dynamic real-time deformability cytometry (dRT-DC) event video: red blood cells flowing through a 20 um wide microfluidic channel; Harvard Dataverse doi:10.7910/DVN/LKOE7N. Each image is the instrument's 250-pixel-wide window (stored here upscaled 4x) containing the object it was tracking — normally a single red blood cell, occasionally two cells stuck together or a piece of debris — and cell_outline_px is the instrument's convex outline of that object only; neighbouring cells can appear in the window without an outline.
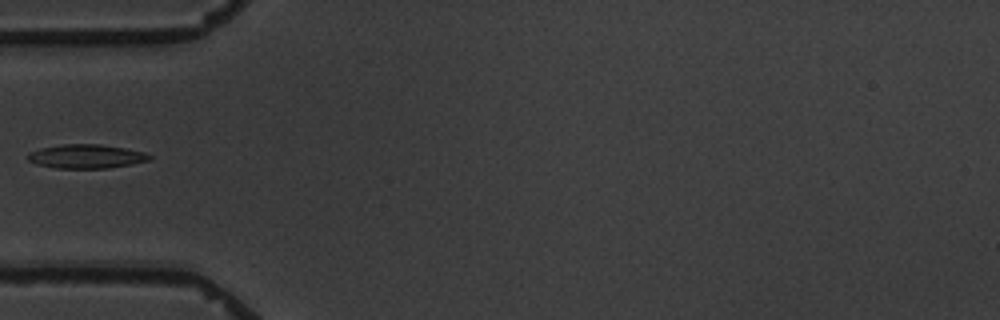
{"species": "common noctule bat (a hibernating species)", "species_latin": "Nyctalus noctula", "temperature_condition": "warm", "stored_images_in_passage": 7, "camera_frame_rate_fps": 3000, "um_per_image_px": 0.085, "animal": {"sex": "male", "body_mass_g": 19.5, "forearm_length_mm": 54.6}, "frame": {"image": 1, "passage_image": 3, "time_ms": 2.333, "image_size_px": [1000, 320], "cell_outline_px": [[152, 156], [148, 160], [132, 164], [108, 168], [52, 168], [36, 164], [28, 160], [28, 152], [40, 148], [64, 144], [100, 144], [124, 148], [144, 152]], "centroid_in_image_um": [7.3, 13.29], "position_along_channel_um": 77.7, "area_um2": 16.94}}
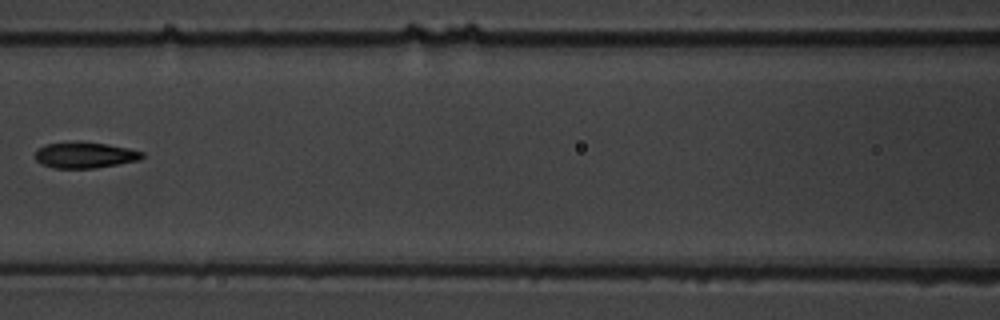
{"frame": {"image": 2, "passage_image": 5, "time_ms": 4.667, "image_size_px": [1000, 320], "cell_outline_px": [[144, 156], [140, 160], [96, 168], [52, 168], [36, 160], [36, 148], [44, 144], [76, 140], [108, 144], [128, 148], [144, 152]], "centroid_in_image_um": [7.21, 13.16], "position_along_channel_um": 159.4, "area_um2": 16.53}}
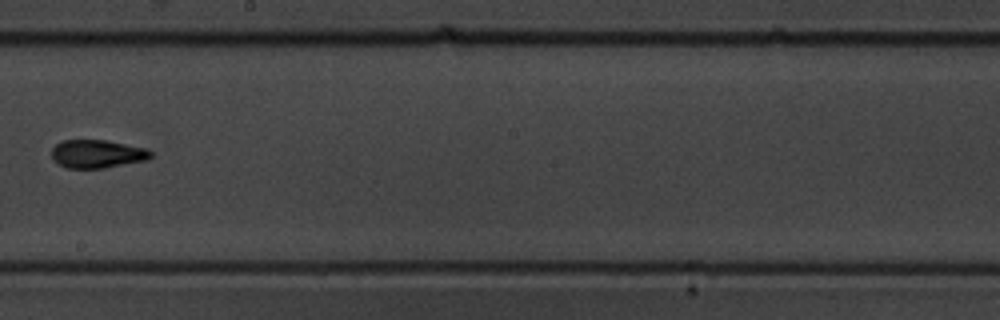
{"frame": {"image": 3, "passage_image": 7, "time_ms": 7.0, "image_size_px": [1000, 320], "cell_outline_px": [[152, 156], [148, 160], [104, 168], [68, 168], [52, 160], [52, 148], [60, 140], [108, 140], [148, 148], [152, 152]], "centroid_in_image_um": [8.29, 13.07], "position_along_channel_um": 239.9, "area_um2": 16.53}}